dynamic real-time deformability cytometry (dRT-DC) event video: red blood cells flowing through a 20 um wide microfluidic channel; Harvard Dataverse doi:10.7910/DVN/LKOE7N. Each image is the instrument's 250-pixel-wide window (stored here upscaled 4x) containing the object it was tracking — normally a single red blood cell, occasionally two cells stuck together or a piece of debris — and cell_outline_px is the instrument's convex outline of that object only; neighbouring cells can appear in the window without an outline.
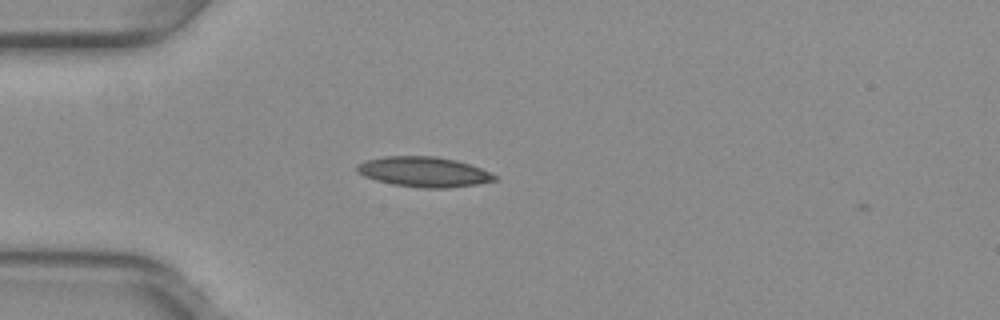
{"species": "common noctule bat (a hibernating species)", "species_latin": "Nyctalus noctula", "temperature_condition": "warm", "stored_images_in_passage": 2, "camera_frame_rate_fps": 3000, "um_per_image_px": 0.085, "animal": {"sex": "female", "body_mass_g": 29.2, "forearm_length_mm": 56.3}, "frame": {"image": 1, "passage_image": 1, "time_ms": 0.0, "image_size_px": [1000, 320], "cell_outline_px": [[496, 180], [476, 184], [444, 188], [424, 188], [392, 184], [376, 180], [364, 176], [356, 168], [356, 164], [364, 160], [384, 156], [436, 156], [456, 160], [480, 168], [496, 176]], "centroid_in_image_um": [35.98, 14.6], "position_along_channel_um": 49.0, "area_um2": 23.93}}